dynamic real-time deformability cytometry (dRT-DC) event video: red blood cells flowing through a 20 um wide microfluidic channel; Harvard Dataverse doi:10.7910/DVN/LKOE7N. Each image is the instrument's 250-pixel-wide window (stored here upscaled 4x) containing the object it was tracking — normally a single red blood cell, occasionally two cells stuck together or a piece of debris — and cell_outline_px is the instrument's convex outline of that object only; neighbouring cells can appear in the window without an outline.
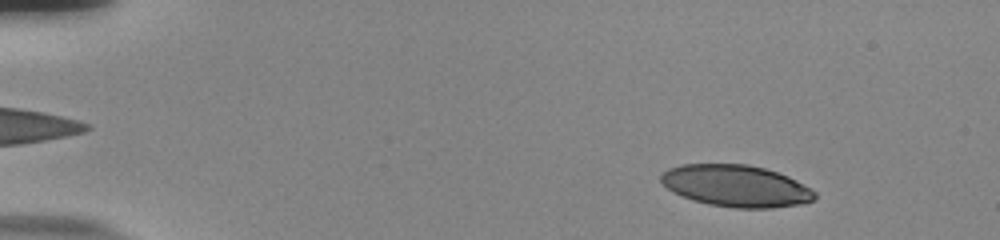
{"species": "human", "species_latin": "Homo sapiens", "temperature_condition": "room temperature", "stored_images_in_passage": 54, "camera_frame_rate_fps": 3000, "um_per_image_px": 0.085, "donor": {"sex": "male"}, "frame": {"image": 1, "passage_image": 7, "time_ms": 2.0, "image_size_px": [1000, 240], "cell_outline_px": [[816, 196], [812, 200], [796, 204], [772, 208], [732, 208], [708, 204], [672, 192], [660, 180], [660, 176], [668, 168], [680, 164], [748, 164], [764, 168], [788, 176], [796, 180], [816, 192]], "centroid_in_image_um": [62.54, 15.79], "position_along_channel_um": 22.5, "area_um2": 37.17}}
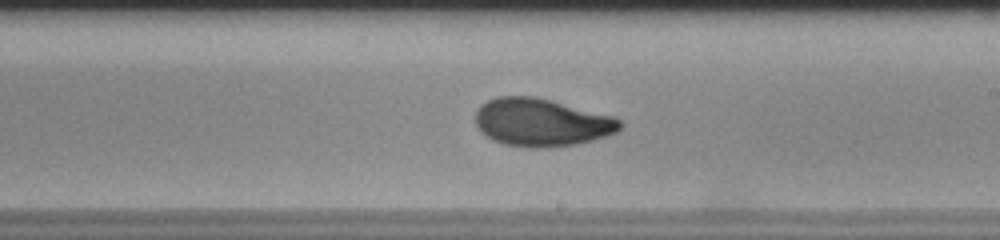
{"frame": {"image": 2, "passage_image": 33, "time_ms": 10.667, "image_size_px": [1000, 240], "cell_outline_px": [[624, 124], [616, 132], [592, 140], [572, 144], [540, 148], [532, 148], [504, 144], [492, 140], [484, 136], [480, 132], [476, 124], [476, 112], [480, 104], [496, 96], [536, 96], [612, 116], [620, 120]], "centroid_in_image_um": [45.97, 10.39], "position_along_channel_um": 243.0, "area_um2": 40.23}}
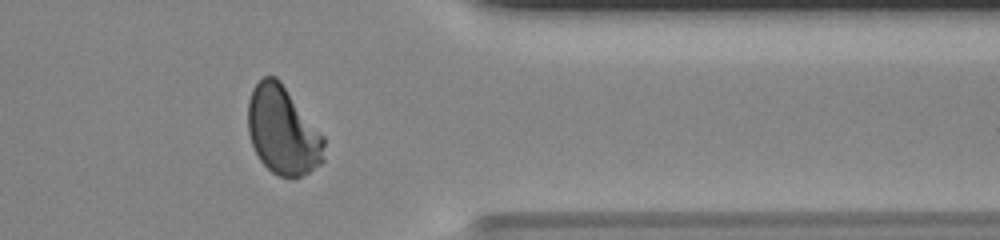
{"frame": {"image": 3, "passage_image": 45, "time_ms": 14.667, "image_size_px": [1000, 240], "cell_outline_px": [[324, 160], [320, 164], [296, 180], [280, 176], [272, 172], [260, 160], [252, 144], [248, 132], [248, 100], [252, 88], [264, 76], [276, 76], [280, 80], [324, 136]], "centroid_in_image_um": [24.04, 11.11], "position_along_channel_um": 387.4, "area_um2": 39.3}, "authors_computed_cell_mechanics": {"area_um2": 39.2462, "velocity_mm_per_s": 3.8206, "shape_relaxation_time_tau1_ms": 5.0651, "shape_relaxation_time_tau2_ms": 1.0342, "deformation_change_tau1": 0.1825, "deformation_change_tau2": 0.0558}}